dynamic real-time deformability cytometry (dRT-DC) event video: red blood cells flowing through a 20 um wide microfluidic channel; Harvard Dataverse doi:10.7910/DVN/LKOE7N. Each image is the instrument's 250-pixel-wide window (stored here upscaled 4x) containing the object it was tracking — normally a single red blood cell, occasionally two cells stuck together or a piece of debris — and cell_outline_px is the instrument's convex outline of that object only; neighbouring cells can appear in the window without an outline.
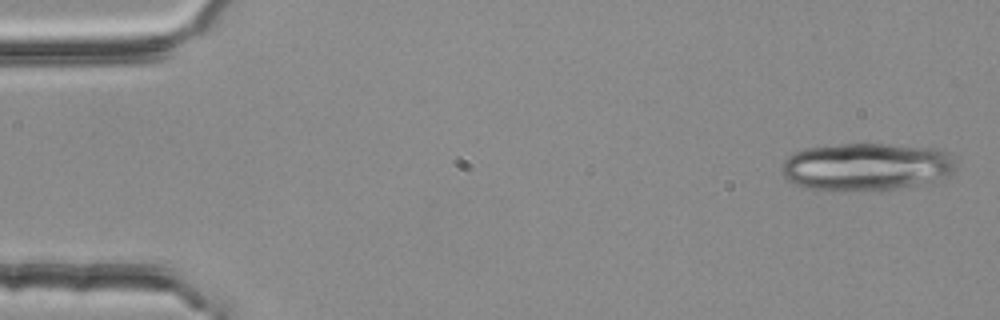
{"species": "common noctule bat (a hibernating species)", "species_latin": "Nyctalus noctula", "temperature_condition": "room temperature", "stored_images_in_passage": 4, "camera_frame_rate_fps": 3000, "um_per_image_px": 0.085, "animal": {"sex": "female", "body_mass_g": 25.1}, "frame": {"image": 1, "passage_image": 1, "time_ms": 0.0, "image_size_px": [1000, 320], "cell_outline_px": [[956, 168], [952, 172], [932, 184], [896, 188], [844, 192], [840, 192], [804, 188], [792, 184], [780, 172], [780, 168], [784, 160], [788, 156], [804, 148], [844, 144], [884, 144], [932, 148], [948, 152]], "centroid_in_image_um": [73.59, 14.2], "position_along_channel_um": 11.4, "area_um2": 49.01}}